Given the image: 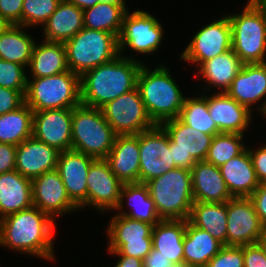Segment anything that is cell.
Segmentation results:
<instances>
[{"instance_id":"51","label":"cell","mask_w":266,"mask_h":267,"mask_svg":"<svg viewBox=\"0 0 266 267\" xmlns=\"http://www.w3.org/2000/svg\"><path fill=\"white\" fill-rule=\"evenodd\" d=\"M257 244L262 249L265 257H266V229L264 230L263 234L257 240Z\"/></svg>"},{"instance_id":"30","label":"cell","mask_w":266,"mask_h":267,"mask_svg":"<svg viewBox=\"0 0 266 267\" xmlns=\"http://www.w3.org/2000/svg\"><path fill=\"white\" fill-rule=\"evenodd\" d=\"M28 69L31 77H48L68 71L66 48L64 43L43 40L35 42Z\"/></svg>"},{"instance_id":"14","label":"cell","mask_w":266,"mask_h":267,"mask_svg":"<svg viewBox=\"0 0 266 267\" xmlns=\"http://www.w3.org/2000/svg\"><path fill=\"white\" fill-rule=\"evenodd\" d=\"M230 49H232L231 25L228 15H225L201 27L182 51L180 59L199 66Z\"/></svg>"},{"instance_id":"39","label":"cell","mask_w":266,"mask_h":267,"mask_svg":"<svg viewBox=\"0 0 266 267\" xmlns=\"http://www.w3.org/2000/svg\"><path fill=\"white\" fill-rule=\"evenodd\" d=\"M62 0H24L22 7V26H43L55 12Z\"/></svg>"},{"instance_id":"17","label":"cell","mask_w":266,"mask_h":267,"mask_svg":"<svg viewBox=\"0 0 266 267\" xmlns=\"http://www.w3.org/2000/svg\"><path fill=\"white\" fill-rule=\"evenodd\" d=\"M31 183L33 206L49 215L54 221L57 216L80 210L68 197L56 169L32 179Z\"/></svg>"},{"instance_id":"52","label":"cell","mask_w":266,"mask_h":267,"mask_svg":"<svg viewBox=\"0 0 266 267\" xmlns=\"http://www.w3.org/2000/svg\"><path fill=\"white\" fill-rule=\"evenodd\" d=\"M4 18L0 17V35L10 26Z\"/></svg>"},{"instance_id":"22","label":"cell","mask_w":266,"mask_h":267,"mask_svg":"<svg viewBox=\"0 0 266 267\" xmlns=\"http://www.w3.org/2000/svg\"><path fill=\"white\" fill-rule=\"evenodd\" d=\"M59 153L56 148L32 136L17 146L15 170L32 180L45 172L55 170Z\"/></svg>"},{"instance_id":"55","label":"cell","mask_w":266,"mask_h":267,"mask_svg":"<svg viewBox=\"0 0 266 267\" xmlns=\"http://www.w3.org/2000/svg\"><path fill=\"white\" fill-rule=\"evenodd\" d=\"M266 6V0H260Z\"/></svg>"},{"instance_id":"54","label":"cell","mask_w":266,"mask_h":267,"mask_svg":"<svg viewBox=\"0 0 266 267\" xmlns=\"http://www.w3.org/2000/svg\"><path fill=\"white\" fill-rule=\"evenodd\" d=\"M170 267H193L187 264L185 261L179 263H172Z\"/></svg>"},{"instance_id":"6","label":"cell","mask_w":266,"mask_h":267,"mask_svg":"<svg viewBox=\"0 0 266 267\" xmlns=\"http://www.w3.org/2000/svg\"><path fill=\"white\" fill-rule=\"evenodd\" d=\"M116 136L101 109L83 104L72 109V150L106 159Z\"/></svg>"},{"instance_id":"24","label":"cell","mask_w":266,"mask_h":267,"mask_svg":"<svg viewBox=\"0 0 266 267\" xmlns=\"http://www.w3.org/2000/svg\"><path fill=\"white\" fill-rule=\"evenodd\" d=\"M194 201L225 203L233 198L219 167L206 161L196 162L191 170Z\"/></svg>"},{"instance_id":"32","label":"cell","mask_w":266,"mask_h":267,"mask_svg":"<svg viewBox=\"0 0 266 267\" xmlns=\"http://www.w3.org/2000/svg\"><path fill=\"white\" fill-rule=\"evenodd\" d=\"M223 245L212 235L186 220L183 239L184 261L193 267H205Z\"/></svg>"},{"instance_id":"7","label":"cell","mask_w":266,"mask_h":267,"mask_svg":"<svg viewBox=\"0 0 266 267\" xmlns=\"http://www.w3.org/2000/svg\"><path fill=\"white\" fill-rule=\"evenodd\" d=\"M25 103L33 111L73 109L81 104L80 76L71 70L28 78Z\"/></svg>"},{"instance_id":"19","label":"cell","mask_w":266,"mask_h":267,"mask_svg":"<svg viewBox=\"0 0 266 267\" xmlns=\"http://www.w3.org/2000/svg\"><path fill=\"white\" fill-rule=\"evenodd\" d=\"M95 159L87 154L66 150L59 153L56 170L65 186L68 197L82 210L87 207V175Z\"/></svg>"},{"instance_id":"44","label":"cell","mask_w":266,"mask_h":267,"mask_svg":"<svg viewBox=\"0 0 266 267\" xmlns=\"http://www.w3.org/2000/svg\"><path fill=\"white\" fill-rule=\"evenodd\" d=\"M244 267H266V257L256 244L243 245Z\"/></svg>"},{"instance_id":"29","label":"cell","mask_w":266,"mask_h":267,"mask_svg":"<svg viewBox=\"0 0 266 267\" xmlns=\"http://www.w3.org/2000/svg\"><path fill=\"white\" fill-rule=\"evenodd\" d=\"M42 27L45 41L65 43L84 28L83 10L62 0Z\"/></svg>"},{"instance_id":"16","label":"cell","mask_w":266,"mask_h":267,"mask_svg":"<svg viewBox=\"0 0 266 267\" xmlns=\"http://www.w3.org/2000/svg\"><path fill=\"white\" fill-rule=\"evenodd\" d=\"M87 207L105 213L117 207L123 183L112 173L106 159H95L87 175Z\"/></svg>"},{"instance_id":"46","label":"cell","mask_w":266,"mask_h":267,"mask_svg":"<svg viewBox=\"0 0 266 267\" xmlns=\"http://www.w3.org/2000/svg\"><path fill=\"white\" fill-rule=\"evenodd\" d=\"M17 146L0 143V174L15 170Z\"/></svg>"},{"instance_id":"28","label":"cell","mask_w":266,"mask_h":267,"mask_svg":"<svg viewBox=\"0 0 266 267\" xmlns=\"http://www.w3.org/2000/svg\"><path fill=\"white\" fill-rule=\"evenodd\" d=\"M124 203L129 206L128 212L123 210L125 208ZM114 210L118 211V215L144 221L152 225L162 220L156 211L148 186L144 183H123L119 204Z\"/></svg>"},{"instance_id":"25","label":"cell","mask_w":266,"mask_h":267,"mask_svg":"<svg viewBox=\"0 0 266 267\" xmlns=\"http://www.w3.org/2000/svg\"><path fill=\"white\" fill-rule=\"evenodd\" d=\"M219 169L232 197H250L260 184L247 148Z\"/></svg>"},{"instance_id":"21","label":"cell","mask_w":266,"mask_h":267,"mask_svg":"<svg viewBox=\"0 0 266 267\" xmlns=\"http://www.w3.org/2000/svg\"><path fill=\"white\" fill-rule=\"evenodd\" d=\"M208 95L207 93L204 95L207 98L208 111L219 131L244 135L253 118L252 111L227 93L218 91L212 96Z\"/></svg>"},{"instance_id":"13","label":"cell","mask_w":266,"mask_h":267,"mask_svg":"<svg viewBox=\"0 0 266 267\" xmlns=\"http://www.w3.org/2000/svg\"><path fill=\"white\" fill-rule=\"evenodd\" d=\"M140 150V183L157 178L176 168L170 150L169 135L161 125L138 134Z\"/></svg>"},{"instance_id":"11","label":"cell","mask_w":266,"mask_h":267,"mask_svg":"<svg viewBox=\"0 0 266 267\" xmlns=\"http://www.w3.org/2000/svg\"><path fill=\"white\" fill-rule=\"evenodd\" d=\"M157 17L148 11L135 10L124 16L122 30L118 38L119 54L130 48L139 54H153L162 43L164 28Z\"/></svg>"},{"instance_id":"48","label":"cell","mask_w":266,"mask_h":267,"mask_svg":"<svg viewBox=\"0 0 266 267\" xmlns=\"http://www.w3.org/2000/svg\"><path fill=\"white\" fill-rule=\"evenodd\" d=\"M172 262L152 248L151 252L143 259V267H170Z\"/></svg>"},{"instance_id":"23","label":"cell","mask_w":266,"mask_h":267,"mask_svg":"<svg viewBox=\"0 0 266 267\" xmlns=\"http://www.w3.org/2000/svg\"><path fill=\"white\" fill-rule=\"evenodd\" d=\"M106 160L122 183H140L138 134L116 136Z\"/></svg>"},{"instance_id":"34","label":"cell","mask_w":266,"mask_h":267,"mask_svg":"<svg viewBox=\"0 0 266 267\" xmlns=\"http://www.w3.org/2000/svg\"><path fill=\"white\" fill-rule=\"evenodd\" d=\"M26 27L10 25L0 35V59L28 67L35 39Z\"/></svg>"},{"instance_id":"5","label":"cell","mask_w":266,"mask_h":267,"mask_svg":"<svg viewBox=\"0 0 266 267\" xmlns=\"http://www.w3.org/2000/svg\"><path fill=\"white\" fill-rule=\"evenodd\" d=\"M146 185L161 219L188 220L195 202L190 170L173 168Z\"/></svg>"},{"instance_id":"45","label":"cell","mask_w":266,"mask_h":267,"mask_svg":"<svg viewBox=\"0 0 266 267\" xmlns=\"http://www.w3.org/2000/svg\"><path fill=\"white\" fill-rule=\"evenodd\" d=\"M246 148L251 156L258 181L264 183L266 181V145H262L256 150L248 146Z\"/></svg>"},{"instance_id":"26","label":"cell","mask_w":266,"mask_h":267,"mask_svg":"<svg viewBox=\"0 0 266 267\" xmlns=\"http://www.w3.org/2000/svg\"><path fill=\"white\" fill-rule=\"evenodd\" d=\"M243 66L242 61L239 56L233 51V49L218 55L206 62L201 63L197 66L199 73V79H204L203 90L200 91H210L209 87L221 88L220 93H226L231 86L233 79L239 73ZM208 86V87H207ZM205 89V90H204Z\"/></svg>"},{"instance_id":"50","label":"cell","mask_w":266,"mask_h":267,"mask_svg":"<svg viewBox=\"0 0 266 267\" xmlns=\"http://www.w3.org/2000/svg\"><path fill=\"white\" fill-rule=\"evenodd\" d=\"M66 1L75 5L81 10L93 7L99 2V0H66Z\"/></svg>"},{"instance_id":"40","label":"cell","mask_w":266,"mask_h":267,"mask_svg":"<svg viewBox=\"0 0 266 267\" xmlns=\"http://www.w3.org/2000/svg\"><path fill=\"white\" fill-rule=\"evenodd\" d=\"M25 69L26 67L21 64L0 59V86L17 91H26L28 75Z\"/></svg>"},{"instance_id":"42","label":"cell","mask_w":266,"mask_h":267,"mask_svg":"<svg viewBox=\"0 0 266 267\" xmlns=\"http://www.w3.org/2000/svg\"><path fill=\"white\" fill-rule=\"evenodd\" d=\"M26 91H17L0 86V115L16 110L25 103Z\"/></svg>"},{"instance_id":"12","label":"cell","mask_w":266,"mask_h":267,"mask_svg":"<svg viewBox=\"0 0 266 267\" xmlns=\"http://www.w3.org/2000/svg\"><path fill=\"white\" fill-rule=\"evenodd\" d=\"M101 110L117 136L139 134L156 125L149 117L137 87L108 102Z\"/></svg>"},{"instance_id":"43","label":"cell","mask_w":266,"mask_h":267,"mask_svg":"<svg viewBox=\"0 0 266 267\" xmlns=\"http://www.w3.org/2000/svg\"><path fill=\"white\" fill-rule=\"evenodd\" d=\"M24 0H0V17L11 25L22 26V7Z\"/></svg>"},{"instance_id":"9","label":"cell","mask_w":266,"mask_h":267,"mask_svg":"<svg viewBox=\"0 0 266 267\" xmlns=\"http://www.w3.org/2000/svg\"><path fill=\"white\" fill-rule=\"evenodd\" d=\"M169 135L174 165L192 170L196 162L205 161L213 135L195 130L178 117L160 124Z\"/></svg>"},{"instance_id":"2","label":"cell","mask_w":266,"mask_h":267,"mask_svg":"<svg viewBox=\"0 0 266 267\" xmlns=\"http://www.w3.org/2000/svg\"><path fill=\"white\" fill-rule=\"evenodd\" d=\"M142 64L144 62L134 56L119 54L113 60L86 71L80 77L81 104L101 109L135 89Z\"/></svg>"},{"instance_id":"41","label":"cell","mask_w":266,"mask_h":267,"mask_svg":"<svg viewBox=\"0 0 266 267\" xmlns=\"http://www.w3.org/2000/svg\"><path fill=\"white\" fill-rule=\"evenodd\" d=\"M205 267H244L242 246H223Z\"/></svg>"},{"instance_id":"27","label":"cell","mask_w":266,"mask_h":267,"mask_svg":"<svg viewBox=\"0 0 266 267\" xmlns=\"http://www.w3.org/2000/svg\"><path fill=\"white\" fill-rule=\"evenodd\" d=\"M32 206L31 180L16 170L0 174V219Z\"/></svg>"},{"instance_id":"53","label":"cell","mask_w":266,"mask_h":267,"mask_svg":"<svg viewBox=\"0 0 266 267\" xmlns=\"http://www.w3.org/2000/svg\"><path fill=\"white\" fill-rule=\"evenodd\" d=\"M99 2L108 4H127L125 0H99Z\"/></svg>"},{"instance_id":"18","label":"cell","mask_w":266,"mask_h":267,"mask_svg":"<svg viewBox=\"0 0 266 267\" xmlns=\"http://www.w3.org/2000/svg\"><path fill=\"white\" fill-rule=\"evenodd\" d=\"M32 136L59 152L72 149V109L34 111Z\"/></svg>"},{"instance_id":"20","label":"cell","mask_w":266,"mask_h":267,"mask_svg":"<svg viewBox=\"0 0 266 267\" xmlns=\"http://www.w3.org/2000/svg\"><path fill=\"white\" fill-rule=\"evenodd\" d=\"M226 93L251 111L263 100L257 108L263 116L266 113V65L243 64Z\"/></svg>"},{"instance_id":"15","label":"cell","mask_w":266,"mask_h":267,"mask_svg":"<svg viewBox=\"0 0 266 267\" xmlns=\"http://www.w3.org/2000/svg\"><path fill=\"white\" fill-rule=\"evenodd\" d=\"M264 230L249 197H233L227 201L226 246L256 244Z\"/></svg>"},{"instance_id":"47","label":"cell","mask_w":266,"mask_h":267,"mask_svg":"<svg viewBox=\"0 0 266 267\" xmlns=\"http://www.w3.org/2000/svg\"><path fill=\"white\" fill-rule=\"evenodd\" d=\"M249 198L254 204L264 229H266V184L260 183Z\"/></svg>"},{"instance_id":"33","label":"cell","mask_w":266,"mask_h":267,"mask_svg":"<svg viewBox=\"0 0 266 267\" xmlns=\"http://www.w3.org/2000/svg\"><path fill=\"white\" fill-rule=\"evenodd\" d=\"M188 221L207 232L226 246L227 202L203 203L195 201L191 207Z\"/></svg>"},{"instance_id":"36","label":"cell","mask_w":266,"mask_h":267,"mask_svg":"<svg viewBox=\"0 0 266 267\" xmlns=\"http://www.w3.org/2000/svg\"><path fill=\"white\" fill-rule=\"evenodd\" d=\"M33 113L24 103L16 110L0 115V143L18 146L32 137Z\"/></svg>"},{"instance_id":"37","label":"cell","mask_w":266,"mask_h":267,"mask_svg":"<svg viewBox=\"0 0 266 267\" xmlns=\"http://www.w3.org/2000/svg\"><path fill=\"white\" fill-rule=\"evenodd\" d=\"M204 94L201 92V95H198L199 97H185L178 118L191 128L214 136L221 132L210 117L207 98Z\"/></svg>"},{"instance_id":"31","label":"cell","mask_w":266,"mask_h":267,"mask_svg":"<svg viewBox=\"0 0 266 267\" xmlns=\"http://www.w3.org/2000/svg\"><path fill=\"white\" fill-rule=\"evenodd\" d=\"M186 220L162 219L152 230V248L172 263L184 261L183 239Z\"/></svg>"},{"instance_id":"1","label":"cell","mask_w":266,"mask_h":267,"mask_svg":"<svg viewBox=\"0 0 266 267\" xmlns=\"http://www.w3.org/2000/svg\"><path fill=\"white\" fill-rule=\"evenodd\" d=\"M56 222L36 206L0 219V246L22 254L55 261Z\"/></svg>"},{"instance_id":"3","label":"cell","mask_w":266,"mask_h":267,"mask_svg":"<svg viewBox=\"0 0 266 267\" xmlns=\"http://www.w3.org/2000/svg\"><path fill=\"white\" fill-rule=\"evenodd\" d=\"M147 67L145 64L140 67L137 88L149 117L160 125L179 116L186 96L166 65L160 64L154 70Z\"/></svg>"},{"instance_id":"10","label":"cell","mask_w":266,"mask_h":267,"mask_svg":"<svg viewBox=\"0 0 266 267\" xmlns=\"http://www.w3.org/2000/svg\"><path fill=\"white\" fill-rule=\"evenodd\" d=\"M154 225L115 214L107 227L108 250L143 260L152 250Z\"/></svg>"},{"instance_id":"4","label":"cell","mask_w":266,"mask_h":267,"mask_svg":"<svg viewBox=\"0 0 266 267\" xmlns=\"http://www.w3.org/2000/svg\"><path fill=\"white\" fill-rule=\"evenodd\" d=\"M242 12L228 15L232 49L243 64L266 61V6L260 0H249Z\"/></svg>"},{"instance_id":"35","label":"cell","mask_w":266,"mask_h":267,"mask_svg":"<svg viewBox=\"0 0 266 267\" xmlns=\"http://www.w3.org/2000/svg\"><path fill=\"white\" fill-rule=\"evenodd\" d=\"M127 4H108L98 2L95 6L83 10L84 27L105 31L119 38L123 19L128 11Z\"/></svg>"},{"instance_id":"49","label":"cell","mask_w":266,"mask_h":267,"mask_svg":"<svg viewBox=\"0 0 266 267\" xmlns=\"http://www.w3.org/2000/svg\"><path fill=\"white\" fill-rule=\"evenodd\" d=\"M108 253L119 257L114 267H143V260L137 257L121 255L118 251H108Z\"/></svg>"},{"instance_id":"8","label":"cell","mask_w":266,"mask_h":267,"mask_svg":"<svg viewBox=\"0 0 266 267\" xmlns=\"http://www.w3.org/2000/svg\"><path fill=\"white\" fill-rule=\"evenodd\" d=\"M64 45L68 68L80 77L119 55L118 38L114 34L85 27Z\"/></svg>"},{"instance_id":"38","label":"cell","mask_w":266,"mask_h":267,"mask_svg":"<svg viewBox=\"0 0 266 267\" xmlns=\"http://www.w3.org/2000/svg\"><path fill=\"white\" fill-rule=\"evenodd\" d=\"M243 138L242 134L220 133L214 135L205 161L217 167L222 166L246 149L247 145L242 143Z\"/></svg>"}]
</instances>
